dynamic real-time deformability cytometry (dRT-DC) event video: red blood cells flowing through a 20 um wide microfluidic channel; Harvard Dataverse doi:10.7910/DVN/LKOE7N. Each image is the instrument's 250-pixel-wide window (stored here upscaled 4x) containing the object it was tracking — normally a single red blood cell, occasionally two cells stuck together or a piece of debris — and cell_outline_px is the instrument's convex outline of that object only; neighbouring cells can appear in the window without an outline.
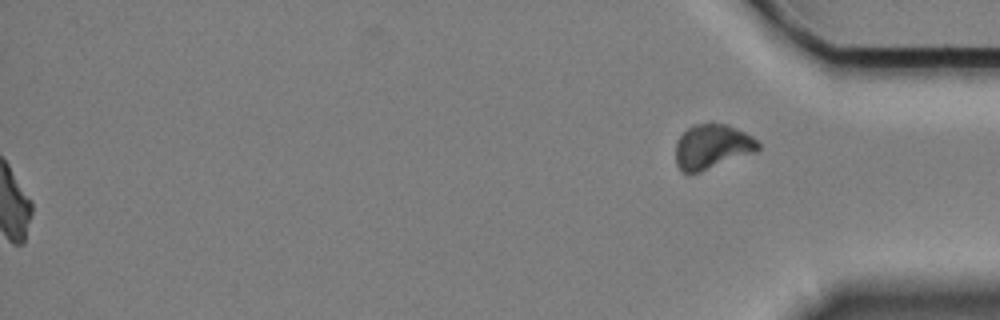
{"species": "Egyptian fruit bat (a non-hibernating species)", "species_latin": "Rousettus aegyptiacus", "temperature_condition": "cold", "stored_images_in_passage": 55, "segment_of_instrument_passage": [2, 2], "camera_frame_rate_fps": 3000, "um_per_image_px": 0.085, "animal": {"sex": "female"}, "frame": {"image": 1, "passage_image": 55, "time_ms": 18.0, "image_size_px": [1000, 320], "cell_outline_px": [[760, 148], [756, 152], [700, 172], [688, 176], [680, 172], [676, 164], [676, 140], [688, 128], [696, 124], [712, 120], [736, 128], [752, 136], [760, 144]], "centroid_in_image_um": [60.5, 12.47], "position_along_channel_um": 374.7, "area_um2": 22.02}}